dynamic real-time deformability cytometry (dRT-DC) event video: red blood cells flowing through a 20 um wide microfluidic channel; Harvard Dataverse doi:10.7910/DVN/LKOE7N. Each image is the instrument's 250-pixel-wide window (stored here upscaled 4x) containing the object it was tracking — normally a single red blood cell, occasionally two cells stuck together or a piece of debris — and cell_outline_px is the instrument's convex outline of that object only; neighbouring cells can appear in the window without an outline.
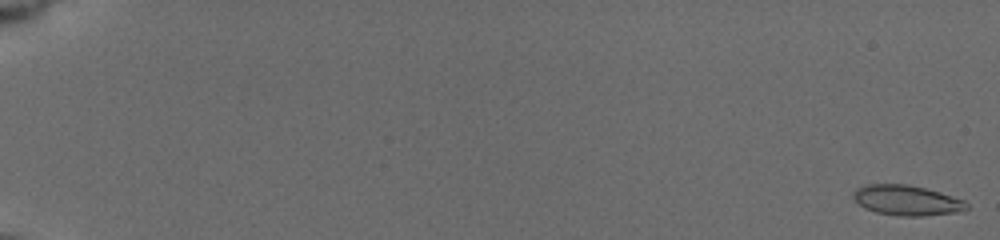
{"species": "common noctule bat (a hibernating species)", "species_latin": "Nyctalus noctula", "temperature_condition": "cold", "stored_images_in_passage": 21, "camera_frame_rate_fps": 3000, "um_per_image_px": 0.085, "animal": {"sex": "female", "body_mass_g": 19.5, "forearm_length_mm": 54.1}, "frame": {"image": 1, "passage_image": 1, "time_ms": 0.0, "image_size_px": [1000, 240], "cell_outline_px": [[968, 208], [964, 212], [920, 216], [900, 216], [876, 212], [864, 208], [852, 196], [852, 192], [856, 188], [868, 184], [908, 184], [940, 192], [964, 200], [968, 204]], "centroid_in_image_um": [77.1, 17.03], "position_along_channel_um": 7.9, "area_um2": 20.06}}
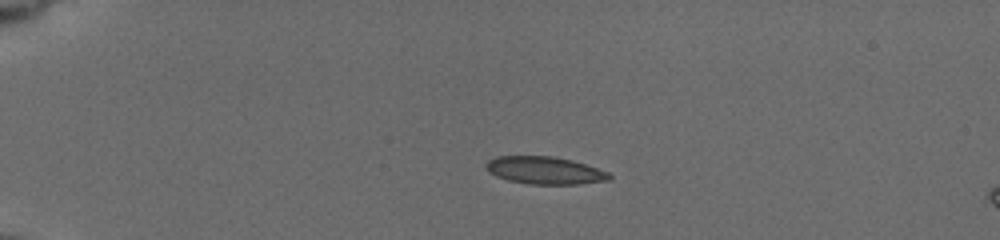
{"frame": {"image": 2, "passage_image": 15, "time_ms": 4.667, "image_size_px": [1000, 240], "cell_outline_px": [[612, 176], [608, 180], [580, 184], [528, 184], [508, 180], [496, 176], [488, 172], [484, 164], [488, 160], [496, 156], [552, 156], [572, 160], [608, 172]], "centroid_in_image_um": [46.26, 14.48], "position_along_channel_um": 38.7, "area_um2": 19.77}}